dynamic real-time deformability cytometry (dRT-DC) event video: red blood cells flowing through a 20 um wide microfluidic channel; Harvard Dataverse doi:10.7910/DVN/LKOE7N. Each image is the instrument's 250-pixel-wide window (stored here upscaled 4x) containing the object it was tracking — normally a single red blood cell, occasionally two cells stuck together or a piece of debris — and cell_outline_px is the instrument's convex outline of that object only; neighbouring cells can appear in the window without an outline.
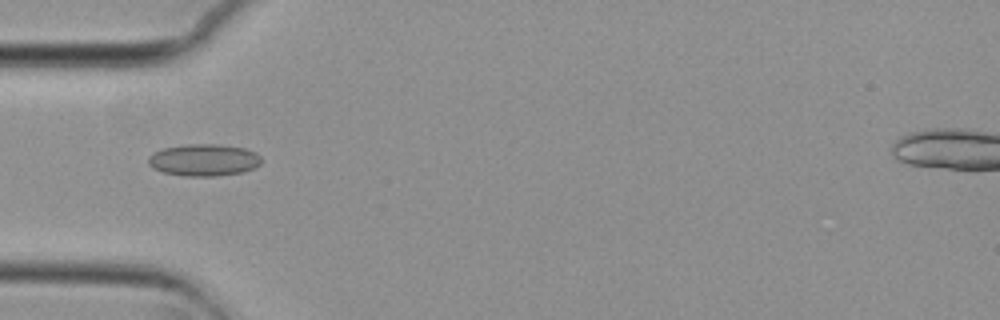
{"species": "common noctule bat (a hibernating species)", "species_latin": "Nyctalus noctula", "temperature_condition": "cold", "stored_images_in_passage": 38, "camera_frame_rate_fps": 3000, "um_per_image_px": 0.085, "animal": {"sex": "female", "body_mass_g": 29.2, "forearm_length_mm": 56.3}, "frame": {"image": 1, "passage_image": 1, "time_ms": 0.0, "image_size_px": [1000, 320], "cell_outline_px": [[260, 164], [256, 168], [244, 172], [216, 176], [184, 176], [164, 172], [152, 168], [148, 164], [148, 156], [152, 152], [164, 148], [188, 144], [216, 144], [244, 148], [256, 152], [260, 156]], "centroid_in_image_um": [17.32, 13.6], "position_along_channel_um": 67.7, "area_um2": 21.21}}
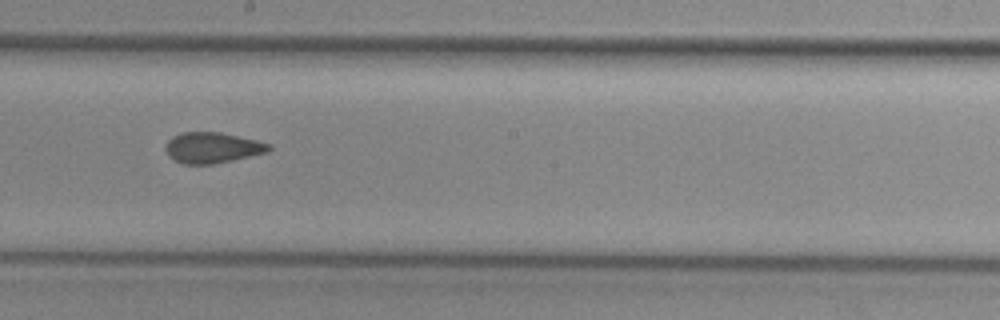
{"frame": {"image": 2, "passage_image": 14, "time_ms": 4.333, "image_size_px": [1000, 320], "cell_outline_px": [[272, 148], [268, 152], [232, 160], [212, 164], [184, 164], [168, 156], [164, 148], [168, 140], [172, 136], [180, 132], [220, 132], [256, 140], [268, 144]], "centroid_in_image_um": [18.01, 12.55], "position_along_channel_um": 230.2, "area_um2": 18.44}}
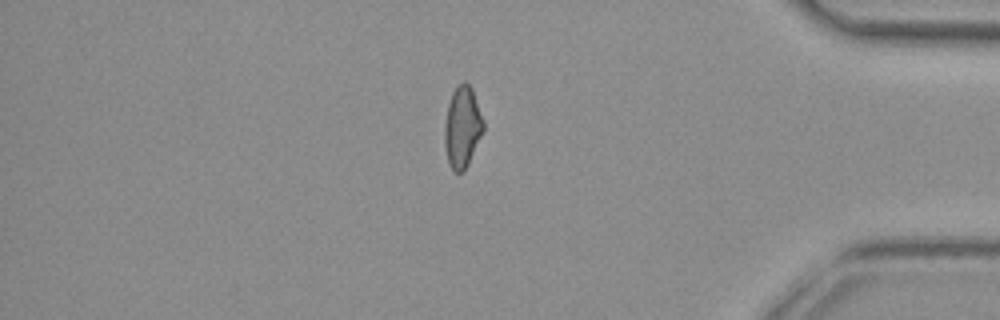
{"frame": {"image": 3, "passage_image": 30, "time_ms": 9.667, "image_size_px": [1000, 320], "cell_outline_px": [[484, 128], [468, 164], [464, 172], [452, 172], [448, 164], [444, 144], [444, 124], [448, 104], [452, 92], [456, 84], [464, 80], [472, 88], [484, 120]], "centroid_in_image_um": [39.28, 10.79], "position_along_channel_um": 395.9, "area_um2": 18.67}, "authors_computed_cell_mechanics": {"area_um2": 18.6983, "velocity_mm_per_s": 3.7478, "shape_relaxation_time_tau1_ms": null, "shape_relaxation_time_tau2_ms": 1.81, "deformation_change_tau1": null, "deformation_change_tau2": 0.0693}}